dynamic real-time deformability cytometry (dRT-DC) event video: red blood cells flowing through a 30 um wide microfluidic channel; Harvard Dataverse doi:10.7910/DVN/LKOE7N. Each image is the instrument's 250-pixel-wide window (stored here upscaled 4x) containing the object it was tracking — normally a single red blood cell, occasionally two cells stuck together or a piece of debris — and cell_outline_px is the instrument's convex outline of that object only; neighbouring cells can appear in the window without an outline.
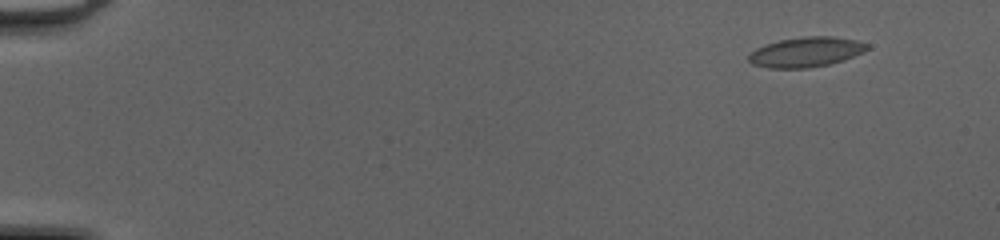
{"species": "common noctule bat (a hibernating species)", "species_latin": "Nyctalus noctula", "temperature_condition": "cold", "stored_images_in_passage": 49, "camera_frame_rate_fps": 3000, "um_per_image_px": 0.085, "animal": {"sex": "female", "body_mass_g": 20.0, "forearm_length_mm": 54.0}, "frame": {"image": 1, "passage_image": 2, "time_ms": 0.333, "image_size_px": [1000, 240], "cell_outline_px": [[868, 48], [864, 52], [844, 60], [828, 64], [808, 68], [768, 68], [752, 64], [748, 60], [748, 56], [756, 48], [764, 44], [780, 40], [804, 36], [832, 36], [856, 40], [868, 44]], "centroid_in_image_um": [68.5, 4.42], "position_along_channel_um": 16.5, "area_um2": 20.69}}
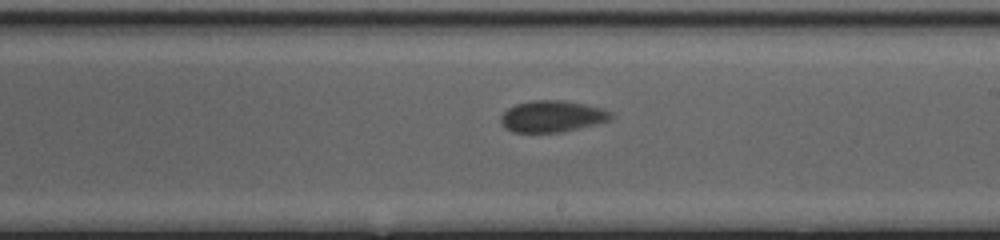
{"frame": {"image": 2, "passage_image": 29, "time_ms": 9.333, "image_size_px": [1000, 240], "cell_outline_px": [[612, 116], [608, 120], [596, 124], [560, 132], [512, 132], [504, 128], [500, 124], [500, 116], [508, 108], [516, 104], [532, 100], [564, 100], [604, 108], [612, 112]], "centroid_in_image_um": [46.9, 9.88], "position_along_channel_um": 242.1, "area_um2": 20.29}}
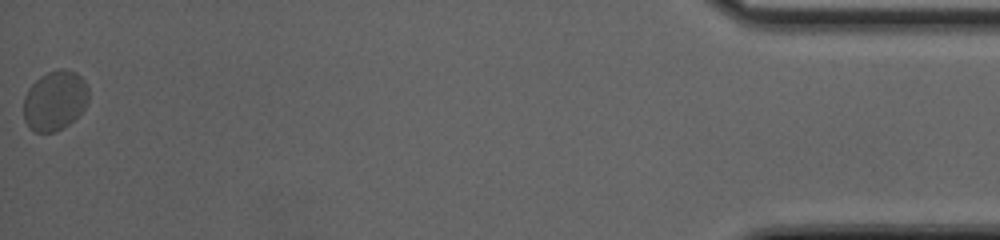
{"frame": {"image": 3, "passage_image": 49, "time_ms": 16.0, "image_size_px": [1000, 240], "cell_outline_px": [[88, 100], [84, 108], [68, 124], [52, 132], [36, 132], [28, 128], [24, 120], [24, 96], [28, 88], [40, 76], [48, 72], [60, 68], [76, 72], [84, 80], [88, 88]], "centroid_in_image_um": [4.64, 8.53], "position_along_channel_um": 430.6, "area_um2": 22.54}, "authors_computed_cell_mechanics": {"area_um2": 20.2878, "velocity_mm_per_s": 4.1143, "shape_relaxation_time_tau1_ms": 3.251, "shape_relaxation_time_tau2_ms": null, "deformation_change_tau1": 0.0744, "deformation_change_tau2": null}}